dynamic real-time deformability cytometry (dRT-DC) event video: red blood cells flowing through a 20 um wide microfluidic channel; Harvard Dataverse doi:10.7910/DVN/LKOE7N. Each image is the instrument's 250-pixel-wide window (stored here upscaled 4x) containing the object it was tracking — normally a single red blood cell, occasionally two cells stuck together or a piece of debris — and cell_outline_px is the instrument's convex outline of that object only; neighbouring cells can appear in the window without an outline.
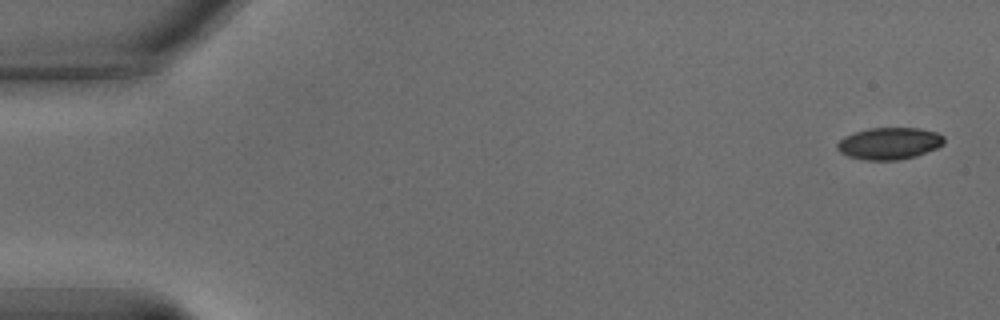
{"species": "common noctule bat (a hibernating species)", "species_latin": "Nyctalus noctula", "temperature_condition": "warm", "stored_images_in_passage": 56, "camera_frame_rate_fps": 3000, "um_per_image_px": 0.085, "animal": {"sex": "male", "body_mass_g": 15.6}, "frame": {"image": 1, "passage_image": 1, "time_ms": 0.0, "image_size_px": [1000, 320], "cell_outline_px": [[944, 144], [936, 148], [916, 156], [896, 160], [864, 160], [848, 156], [840, 152], [836, 148], [836, 144], [844, 136], [856, 132], [872, 128], [920, 128], [936, 132], [944, 136]], "centroid_in_image_um": [75.59, 12.19], "position_along_channel_um": 9.4, "area_um2": 19.83}}
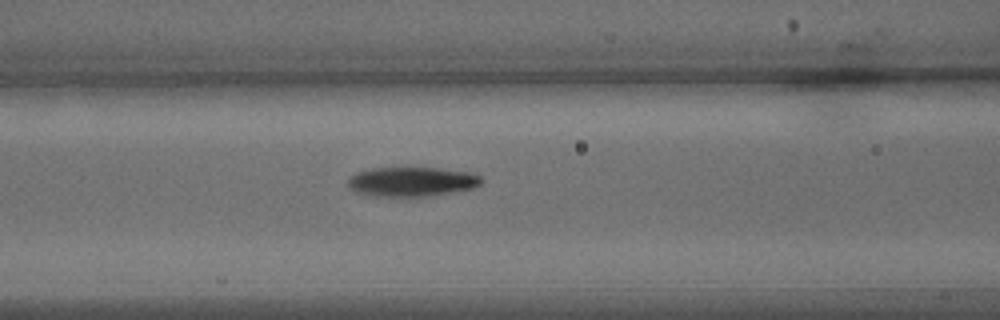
{"frame": {"image": 2, "passage_image": 23, "time_ms": 7.333, "image_size_px": [1000, 320], "cell_outline_px": [[484, 180], [480, 184], [472, 188], [432, 196], [376, 196], [356, 192], [348, 188], [348, 176], [356, 172], [372, 168], [436, 168], [468, 172], [480, 176]], "centroid_in_image_um": [34.96, 15.44], "position_along_channel_um": 131.6, "area_um2": 22.89}}
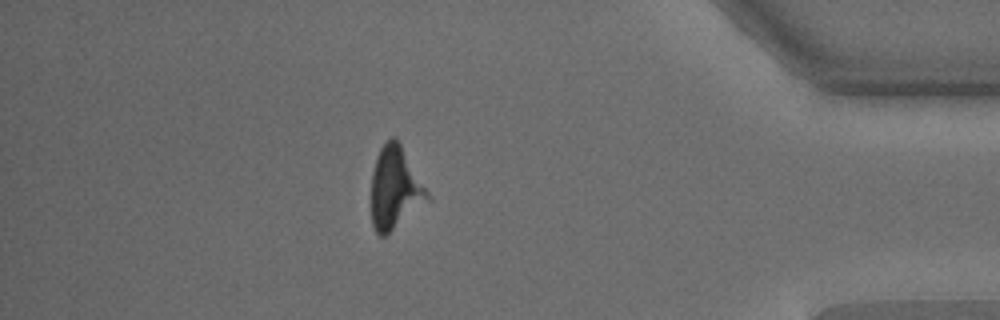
{"frame": {"image": 3, "passage_image": 49, "time_ms": 16.0, "image_size_px": [1000, 320], "cell_outline_px": [[432, 200], [384, 236], [380, 236], [376, 232], [372, 224], [372, 172], [376, 156], [380, 148], [392, 136], [400, 144], [432, 196]], "centroid_in_image_um": [33.61, 16.02], "position_along_channel_um": 401.6, "area_um2": 26.93}}